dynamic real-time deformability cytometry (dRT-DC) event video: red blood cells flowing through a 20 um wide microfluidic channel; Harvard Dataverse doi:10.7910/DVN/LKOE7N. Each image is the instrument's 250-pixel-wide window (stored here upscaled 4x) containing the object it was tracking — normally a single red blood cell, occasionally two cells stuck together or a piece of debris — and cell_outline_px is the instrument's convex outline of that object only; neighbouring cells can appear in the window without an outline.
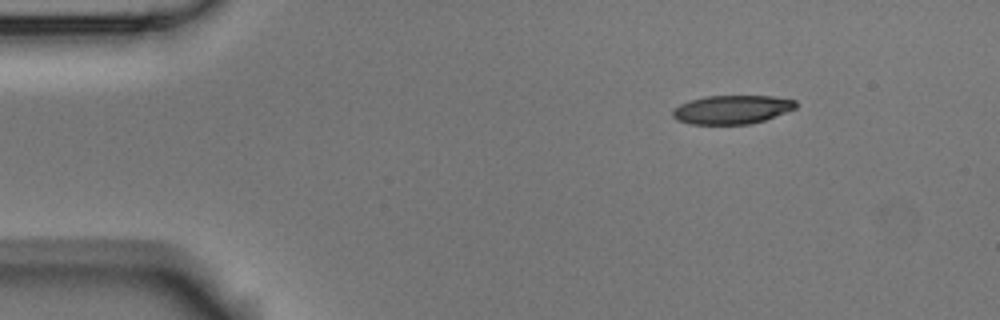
{"species": "Egyptian fruit bat (a non-hibernating species)", "species_latin": "Rousettus aegyptiacus", "temperature_condition": "room temperature", "stored_images_in_passage": 4, "camera_frame_rate_fps": 3000, "um_per_image_px": 0.085, "animal": {"sex": "male"}, "frame": {"image": 1, "passage_image": 1, "time_ms": 0.0, "image_size_px": [1000, 320], "cell_outline_px": [[796, 108], [764, 120], [748, 124], [692, 124], [676, 120], [672, 116], [672, 112], [680, 104], [688, 100], [704, 96], [772, 96], [796, 100]], "centroid_in_image_um": [62.19, 9.31], "position_along_channel_um": 22.8, "area_um2": 20.52}}
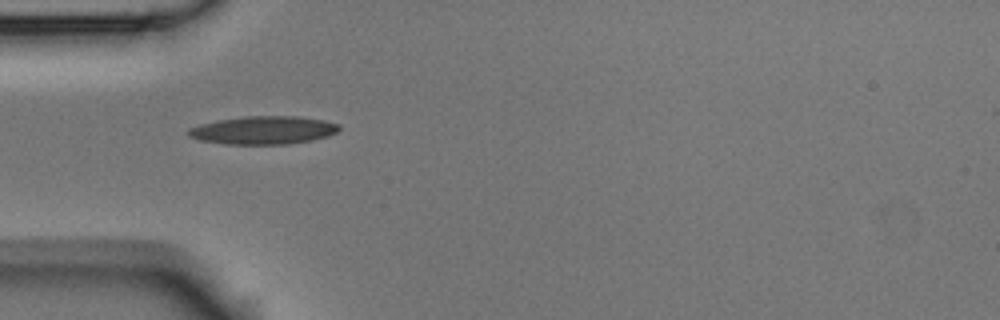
{"frame": {"image": 2, "passage_image": 3, "time_ms": 0.667, "image_size_px": [1000, 320], "cell_outline_px": [[340, 128], [336, 132], [328, 136], [312, 140], [288, 144], [224, 144], [200, 140], [188, 136], [184, 132], [188, 128], [200, 124], [220, 120], [244, 116], [296, 116], [324, 120], [340, 124]], "centroid_in_image_um": [22.36, 11.07], "position_along_channel_um": 62.6, "area_um2": 24.8}}
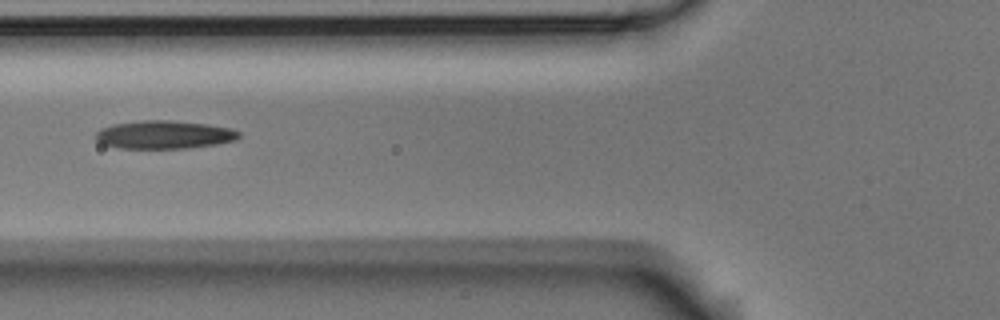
{"frame": {"image": 3, "passage_image": 4, "time_ms": 1.0, "image_size_px": [1000, 320], "cell_outline_px": [[240, 136], [236, 140], [216, 144], [188, 148], [120, 148], [104, 144], [96, 140], [96, 132], [100, 128], [112, 124], [140, 120], [172, 120], [208, 124], [232, 128], [240, 132]], "centroid_in_image_um": [13.96, 11.44], "position_along_channel_um": 111.8, "area_um2": 23.64}}